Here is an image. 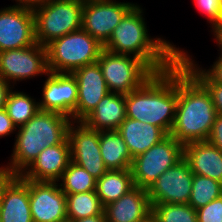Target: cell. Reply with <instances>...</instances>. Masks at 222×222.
Here are the masks:
<instances>
[{"mask_svg": "<svg viewBox=\"0 0 222 222\" xmlns=\"http://www.w3.org/2000/svg\"><path fill=\"white\" fill-rule=\"evenodd\" d=\"M134 187L130 169L108 170L96 182V192L103 206L118 200Z\"/></svg>", "mask_w": 222, "mask_h": 222, "instance_id": "cb8c5ba5", "label": "cell"}, {"mask_svg": "<svg viewBox=\"0 0 222 222\" xmlns=\"http://www.w3.org/2000/svg\"><path fill=\"white\" fill-rule=\"evenodd\" d=\"M4 108L18 128L26 124L39 111V102H36L26 93L12 92L11 89Z\"/></svg>", "mask_w": 222, "mask_h": 222, "instance_id": "484cf974", "label": "cell"}, {"mask_svg": "<svg viewBox=\"0 0 222 222\" xmlns=\"http://www.w3.org/2000/svg\"><path fill=\"white\" fill-rule=\"evenodd\" d=\"M73 124L72 121L68 127L71 161L98 179L108 171L101 156L99 131L88 128L83 122H77V126Z\"/></svg>", "mask_w": 222, "mask_h": 222, "instance_id": "4fadbf2b", "label": "cell"}, {"mask_svg": "<svg viewBox=\"0 0 222 222\" xmlns=\"http://www.w3.org/2000/svg\"><path fill=\"white\" fill-rule=\"evenodd\" d=\"M99 145L108 170L130 169L133 158L117 130L99 131Z\"/></svg>", "mask_w": 222, "mask_h": 222, "instance_id": "603a6c76", "label": "cell"}, {"mask_svg": "<svg viewBox=\"0 0 222 222\" xmlns=\"http://www.w3.org/2000/svg\"><path fill=\"white\" fill-rule=\"evenodd\" d=\"M70 162L71 148L67 137L61 144L43 149L20 176L31 181L59 182Z\"/></svg>", "mask_w": 222, "mask_h": 222, "instance_id": "e0dca14e", "label": "cell"}, {"mask_svg": "<svg viewBox=\"0 0 222 222\" xmlns=\"http://www.w3.org/2000/svg\"><path fill=\"white\" fill-rule=\"evenodd\" d=\"M36 43L33 8L9 6L0 10V52Z\"/></svg>", "mask_w": 222, "mask_h": 222, "instance_id": "7c38bea8", "label": "cell"}, {"mask_svg": "<svg viewBox=\"0 0 222 222\" xmlns=\"http://www.w3.org/2000/svg\"><path fill=\"white\" fill-rule=\"evenodd\" d=\"M142 8L135 4L113 30L104 49L116 54H125L143 60L155 73L171 68L177 61L179 50L162 38L148 34Z\"/></svg>", "mask_w": 222, "mask_h": 222, "instance_id": "6da1fadb", "label": "cell"}, {"mask_svg": "<svg viewBox=\"0 0 222 222\" xmlns=\"http://www.w3.org/2000/svg\"><path fill=\"white\" fill-rule=\"evenodd\" d=\"M183 158L193 174L222 183V151L208 141L183 145Z\"/></svg>", "mask_w": 222, "mask_h": 222, "instance_id": "d6986e66", "label": "cell"}, {"mask_svg": "<svg viewBox=\"0 0 222 222\" xmlns=\"http://www.w3.org/2000/svg\"><path fill=\"white\" fill-rule=\"evenodd\" d=\"M196 7L207 16L212 32L222 24V0H194Z\"/></svg>", "mask_w": 222, "mask_h": 222, "instance_id": "4dcf8cb0", "label": "cell"}, {"mask_svg": "<svg viewBox=\"0 0 222 222\" xmlns=\"http://www.w3.org/2000/svg\"><path fill=\"white\" fill-rule=\"evenodd\" d=\"M147 222H154V221L152 220V218H150Z\"/></svg>", "mask_w": 222, "mask_h": 222, "instance_id": "b9f144b4", "label": "cell"}, {"mask_svg": "<svg viewBox=\"0 0 222 222\" xmlns=\"http://www.w3.org/2000/svg\"><path fill=\"white\" fill-rule=\"evenodd\" d=\"M151 218L154 222H198L197 211L189 204H153Z\"/></svg>", "mask_w": 222, "mask_h": 222, "instance_id": "f546056e", "label": "cell"}, {"mask_svg": "<svg viewBox=\"0 0 222 222\" xmlns=\"http://www.w3.org/2000/svg\"><path fill=\"white\" fill-rule=\"evenodd\" d=\"M1 222H33L29 202V180L20 175L5 190L0 202Z\"/></svg>", "mask_w": 222, "mask_h": 222, "instance_id": "44dd1931", "label": "cell"}, {"mask_svg": "<svg viewBox=\"0 0 222 222\" xmlns=\"http://www.w3.org/2000/svg\"><path fill=\"white\" fill-rule=\"evenodd\" d=\"M68 222L95 215H105L96 191L66 195Z\"/></svg>", "mask_w": 222, "mask_h": 222, "instance_id": "d4e9b609", "label": "cell"}, {"mask_svg": "<svg viewBox=\"0 0 222 222\" xmlns=\"http://www.w3.org/2000/svg\"><path fill=\"white\" fill-rule=\"evenodd\" d=\"M61 190L67 194L96 191L97 179L74 162H70L60 179Z\"/></svg>", "mask_w": 222, "mask_h": 222, "instance_id": "4316f807", "label": "cell"}, {"mask_svg": "<svg viewBox=\"0 0 222 222\" xmlns=\"http://www.w3.org/2000/svg\"><path fill=\"white\" fill-rule=\"evenodd\" d=\"M222 195V183L202 175L193 174L189 205L198 209Z\"/></svg>", "mask_w": 222, "mask_h": 222, "instance_id": "f1b7e54d", "label": "cell"}, {"mask_svg": "<svg viewBox=\"0 0 222 222\" xmlns=\"http://www.w3.org/2000/svg\"><path fill=\"white\" fill-rule=\"evenodd\" d=\"M196 211L198 222H222V195Z\"/></svg>", "mask_w": 222, "mask_h": 222, "instance_id": "1f68e13d", "label": "cell"}, {"mask_svg": "<svg viewBox=\"0 0 222 222\" xmlns=\"http://www.w3.org/2000/svg\"><path fill=\"white\" fill-rule=\"evenodd\" d=\"M19 175L14 172L8 165L0 167V202L5 190Z\"/></svg>", "mask_w": 222, "mask_h": 222, "instance_id": "836d02e7", "label": "cell"}, {"mask_svg": "<svg viewBox=\"0 0 222 222\" xmlns=\"http://www.w3.org/2000/svg\"><path fill=\"white\" fill-rule=\"evenodd\" d=\"M106 222H147L151 218L148 191L135 186L118 200L104 206Z\"/></svg>", "mask_w": 222, "mask_h": 222, "instance_id": "ac0fdd59", "label": "cell"}, {"mask_svg": "<svg viewBox=\"0 0 222 222\" xmlns=\"http://www.w3.org/2000/svg\"><path fill=\"white\" fill-rule=\"evenodd\" d=\"M178 100V61L169 69L154 73L140 88L125 95L126 117L172 129Z\"/></svg>", "mask_w": 222, "mask_h": 222, "instance_id": "7a4b0ae2", "label": "cell"}, {"mask_svg": "<svg viewBox=\"0 0 222 222\" xmlns=\"http://www.w3.org/2000/svg\"><path fill=\"white\" fill-rule=\"evenodd\" d=\"M46 47L35 43L29 47L0 52V77L9 84L48 74Z\"/></svg>", "mask_w": 222, "mask_h": 222, "instance_id": "9c48e42d", "label": "cell"}, {"mask_svg": "<svg viewBox=\"0 0 222 222\" xmlns=\"http://www.w3.org/2000/svg\"><path fill=\"white\" fill-rule=\"evenodd\" d=\"M71 118L58 112L40 110L18 127L9 167L21 175L46 147L61 144L68 137Z\"/></svg>", "mask_w": 222, "mask_h": 222, "instance_id": "277c9868", "label": "cell"}, {"mask_svg": "<svg viewBox=\"0 0 222 222\" xmlns=\"http://www.w3.org/2000/svg\"><path fill=\"white\" fill-rule=\"evenodd\" d=\"M69 1H77V2H80V3H87L89 2L90 0H69Z\"/></svg>", "mask_w": 222, "mask_h": 222, "instance_id": "60d3db41", "label": "cell"}, {"mask_svg": "<svg viewBox=\"0 0 222 222\" xmlns=\"http://www.w3.org/2000/svg\"><path fill=\"white\" fill-rule=\"evenodd\" d=\"M15 1L18 2L16 6L34 8L39 4H42L45 0H15Z\"/></svg>", "mask_w": 222, "mask_h": 222, "instance_id": "74e56055", "label": "cell"}, {"mask_svg": "<svg viewBox=\"0 0 222 222\" xmlns=\"http://www.w3.org/2000/svg\"><path fill=\"white\" fill-rule=\"evenodd\" d=\"M193 183V173L188 162L182 158L162 173L147 190L153 204H188Z\"/></svg>", "mask_w": 222, "mask_h": 222, "instance_id": "8fae6325", "label": "cell"}, {"mask_svg": "<svg viewBox=\"0 0 222 222\" xmlns=\"http://www.w3.org/2000/svg\"><path fill=\"white\" fill-rule=\"evenodd\" d=\"M71 222H106V220H105V215H95L86 218H81L78 220H73Z\"/></svg>", "mask_w": 222, "mask_h": 222, "instance_id": "f35d334b", "label": "cell"}, {"mask_svg": "<svg viewBox=\"0 0 222 222\" xmlns=\"http://www.w3.org/2000/svg\"><path fill=\"white\" fill-rule=\"evenodd\" d=\"M109 92L129 94L140 88L155 72L141 59L103 49L98 60Z\"/></svg>", "mask_w": 222, "mask_h": 222, "instance_id": "52a82bcc", "label": "cell"}, {"mask_svg": "<svg viewBox=\"0 0 222 222\" xmlns=\"http://www.w3.org/2000/svg\"><path fill=\"white\" fill-rule=\"evenodd\" d=\"M46 76L48 77L43 85L39 109L58 112L72 120L78 99L76 79L69 73L48 72Z\"/></svg>", "mask_w": 222, "mask_h": 222, "instance_id": "2e32d148", "label": "cell"}, {"mask_svg": "<svg viewBox=\"0 0 222 222\" xmlns=\"http://www.w3.org/2000/svg\"><path fill=\"white\" fill-rule=\"evenodd\" d=\"M214 82L222 84V54L214 62L211 69L203 70Z\"/></svg>", "mask_w": 222, "mask_h": 222, "instance_id": "d590c367", "label": "cell"}, {"mask_svg": "<svg viewBox=\"0 0 222 222\" xmlns=\"http://www.w3.org/2000/svg\"><path fill=\"white\" fill-rule=\"evenodd\" d=\"M17 130L16 125L8 116L5 108L0 109V137H4Z\"/></svg>", "mask_w": 222, "mask_h": 222, "instance_id": "e575fe53", "label": "cell"}, {"mask_svg": "<svg viewBox=\"0 0 222 222\" xmlns=\"http://www.w3.org/2000/svg\"><path fill=\"white\" fill-rule=\"evenodd\" d=\"M33 222H68L66 194L57 182L29 180Z\"/></svg>", "mask_w": 222, "mask_h": 222, "instance_id": "5bb4252c", "label": "cell"}, {"mask_svg": "<svg viewBox=\"0 0 222 222\" xmlns=\"http://www.w3.org/2000/svg\"><path fill=\"white\" fill-rule=\"evenodd\" d=\"M216 116L207 90L178 61V100L170 135L182 145L207 141Z\"/></svg>", "mask_w": 222, "mask_h": 222, "instance_id": "3957f363", "label": "cell"}, {"mask_svg": "<svg viewBox=\"0 0 222 222\" xmlns=\"http://www.w3.org/2000/svg\"><path fill=\"white\" fill-rule=\"evenodd\" d=\"M11 88L12 85H10L6 80L0 77V109L5 107L7 96Z\"/></svg>", "mask_w": 222, "mask_h": 222, "instance_id": "8d00e7d4", "label": "cell"}, {"mask_svg": "<svg viewBox=\"0 0 222 222\" xmlns=\"http://www.w3.org/2000/svg\"><path fill=\"white\" fill-rule=\"evenodd\" d=\"M134 3L90 0L83 4L82 29L104 45Z\"/></svg>", "mask_w": 222, "mask_h": 222, "instance_id": "30bf717a", "label": "cell"}, {"mask_svg": "<svg viewBox=\"0 0 222 222\" xmlns=\"http://www.w3.org/2000/svg\"><path fill=\"white\" fill-rule=\"evenodd\" d=\"M186 53L180 52L178 61L207 90L217 114L222 115V84L214 82Z\"/></svg>", "mask_w": 222, "mask_h": 222, "instance_id": "83f0119b", "label": "cell"}, {"mask_svg": "<svg viewBox=\"0 0 222 222\" xmlns=\"http://www.w3.org/2000/svg\"><path fill=\"white\" fill-rule=\"evenodd\" d=\"M117 131L127 144L132 158L144 153L167 136L158 126L128 117L120 124Z\"/></svg>", "mask_w": 222, "mask_h": 222, "instance_id": "7402d4cb", "label": "cell"}, {"mask_svg": "<svg viewBox=\"0 0 222 222\" xmlns=\"http://www.w3.org/2000/svg\"><path fill=\"white\" fill-rule=\"evenodd\" d=\"M213 33H214V37L216 39V42L219 45V48L221 50V53H219V54H222V24L219 27H217L213 31Z\"/></svg>", "mask_w": 222, "mask_h": 222, "instance_id": "ab89813d", "label": "cell"}, {"mask_svg": "<svg viewBox=\"0 0 222 222\" xmlns=\"http://www.w3.org/2000/svg\"><path fill=\"white\" fill-rule=\"evenodd\" d=\"M83 3L69 0H45L33 8L35 40L46 47L82 27Z\"/></svg>", "mask_w": 222, "mask_h": 222, "instance_id": "8992f818", "label": "cell"}, {"mask_svg": "<svg viewBox=\"0 0 222 222\" xmlns=\"http://www.w3.org/2000/svg\"><path fill=\"white\" fill-rule=\"evenodd\" d=\"M207 141L222 151V115L217 114Z\"/></svg>", "mask_w": 222, "mask_h": 222, "instance_id": "d6a6232c", "label": "cell"}, {"mask_svg": "<svg viewBox=\"0 0 222 222\" xmlns=\"http://www.w3.org/2000/svg\"><path fill=\"white\" fill-rule=\"evenodd\" d=\"M183 158V145L171 135L133 158L131 173L134 185L148 190L167 169Z\"/></svg>", "mask_w": 222, "mask_h": 222, "instance_id": "ba28073f", "label": "cell"}, {"mask_svg": "<svg viewBox=\"0 0 222 222\" xmlns=\"http://www.w3.org/2000/svg\"><path fill=\"white\" fill-rule=\"evenodd\" d=\"M103 45L82 28L46 46L47 67L52 73H69L97 62Z\"/></svg>", "mask_w": 222, "mask_h": 222, "instance_id": "5b68a950", "label": "cell"}, {"mask_svg": "<svg viewBox=\"0 0 222 222\" xmlns=\"http://www.w3.org/2000/svg\"><path fill=\"white\" fill-rule=\"evenodd\" d=\"M78 85V99L72 121L82 122L109 93L98 62L85 65L71 73Z\"/></svg>", "mask_w": 222, "mask_h": 222, "instance_id": "9a60e30c", "label": "cell"}, {"mask_svg": "<svg viewBox=\"0 0 222 222\" xmlns=\"http://www.w3.org/2000/svg\"><path fill=\"white\" fill-rule=\"evenodd\" d=\"M125 119V94L109 92L82 122L90 129L108 131L117 130Z\"/></svg>", "mask_w": 222, "mask_h": 222, "instance_id": "ffe728a7", "label": "cell"}]
</instances>
